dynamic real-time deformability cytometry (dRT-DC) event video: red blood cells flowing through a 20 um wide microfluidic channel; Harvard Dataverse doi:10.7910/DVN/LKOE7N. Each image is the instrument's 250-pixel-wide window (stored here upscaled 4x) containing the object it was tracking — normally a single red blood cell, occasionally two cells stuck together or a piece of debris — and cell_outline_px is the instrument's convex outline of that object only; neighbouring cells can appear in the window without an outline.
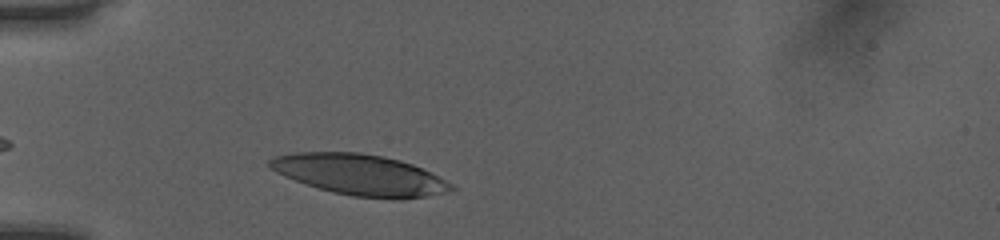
{"species": "human", "species_latin": "Homo sapiens", "temperature_condition": "room temperature", "stored_images_in_passage": 31, "camera_frame_rate_fps": 3000, "um_per_image_px": 0.085, "donor": {"sex": "female"}, "frame": {"image": 1, "passage_image": 3, "time_ms": 0.667, "image_size_px": [1000, 240], "cell_outline_px": [[456, 188], [452, 192], [404, 200], [396, 200], [352, 196], [332, 192], [284, 176], [276, 172], [268, 164], [268, 160], [272, 156], [292, 152], [356, 152], [380, 156], [400, 160], [412, 164], [432, 172], [452, 184]], "centroid_in_image_um": [30.65, 14.87], "position_along_channel_um": 54.4, "area_um2": 43.52}}
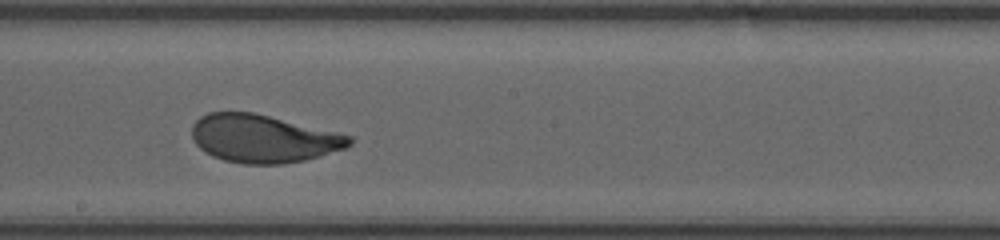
{"frame": {"image": 2, "passage_image": 17, "time_ms": 5.333, "image_size_px": [1000, 240], "cell_outline_px": [[352, 144], [348, 148], [320, 156], [304, 160], [284, 164], [240, 164], [224, 160], [212, 156], [204, 152], [192, 140], [192, 124], [200, 116], [208, 112], [252, 112], [336, 132], [352, 136]], "centroid_in_image_um": [22.35, 11.79], "position_along_channel_um": 225.8, "area_um2": 44.1}}
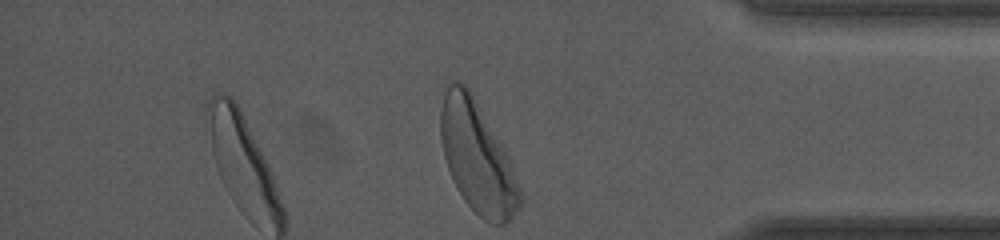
{"frame": {"image": 3, "passage_image": 31, "time_ms": 10.0, "image_size_px": [1000, 240], "cell_outline_px": [[520, 204], [512, 216], [504, 224], [492, 224], [484, 220], [464, 200], [452, 180], [444, 156], [440, 140], [440, 108], [444, 92], [448, 84], [452, 80], [460, 80], [472, 92], [508, 156], [520, 188]], "centroid_in_image_um": [40.52, 13.32], "position_along_channel_um": 394.7, "area_um2": 50.86}, "authors_computed_cell_mechanics": {"area_um2": 44.2748, "velocity_mm_per_s": 4.0132, "shape_relaxation_time_tau1_ms": 2.342, "shape_relaxation_time_tau2_ms": null, "deformation_change_tau1": 0.1547, "deformation_change_tau2": null}}